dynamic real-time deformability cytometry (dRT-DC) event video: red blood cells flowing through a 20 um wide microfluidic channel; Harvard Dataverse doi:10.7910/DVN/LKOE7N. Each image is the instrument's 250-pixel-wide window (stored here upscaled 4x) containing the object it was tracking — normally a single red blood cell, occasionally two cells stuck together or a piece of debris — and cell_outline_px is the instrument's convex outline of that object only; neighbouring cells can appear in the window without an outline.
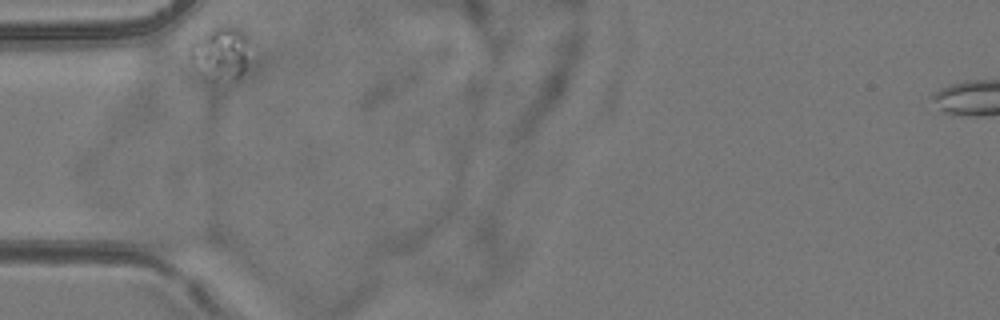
{"species": "common noctule bat (a hibernating species)", "species_latin": "Nyctalus noctula", "temperature_condition": "room temperature", "stored_images_in_passage": 2, "camera_frame_rate_fps": 3000, "um_per_image_px": 0.085, "animal": {"sex": "female", "body_mass_g": 24.6, "forearm_length_mm": 56.2}, "frame": {"image": 1, "passage_image": 1, "time_ms": 0.0, "image_size_px": [1000, 320], "cell_outline_px": [[256, 44], [248, 64], [244, 72], [240, 76], [212, 80], [204, 76], [192, 64], [188, 52], [188, 48], [192, 44], [212, 28], [236, 28], [252, 36]], "centroid_in_image_um": [18.89, 4.51], "position_along_channel_um": 66.1, "area_um2": 19.02}}
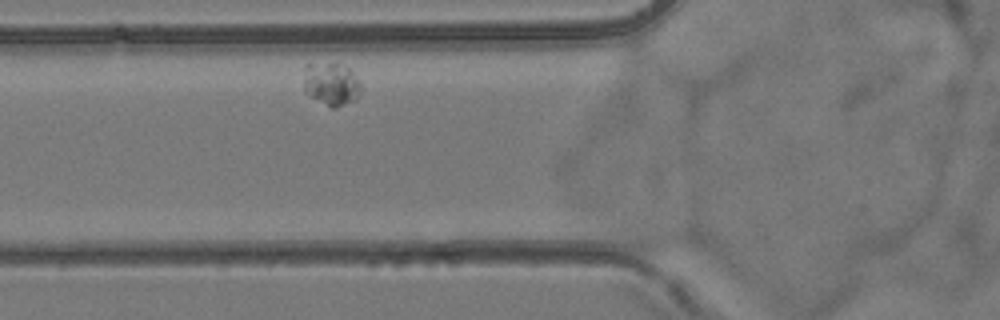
{"frame": {"image": 2, "passage_image": 2, "time_ms": 1.0, "image_size_px": [1000, 320], "cell_outline_px": [[360, 92], [356, 100], [336, 108], [332, 108], [304, 92], [304, 76], [308, 64], [340, 64], [348, 68], [352, 72], [360, 84]], "centroid_in_image_um": [28.17, 7.17], "position_along_channel_um": 97.6, "area_um2": 13.99}}